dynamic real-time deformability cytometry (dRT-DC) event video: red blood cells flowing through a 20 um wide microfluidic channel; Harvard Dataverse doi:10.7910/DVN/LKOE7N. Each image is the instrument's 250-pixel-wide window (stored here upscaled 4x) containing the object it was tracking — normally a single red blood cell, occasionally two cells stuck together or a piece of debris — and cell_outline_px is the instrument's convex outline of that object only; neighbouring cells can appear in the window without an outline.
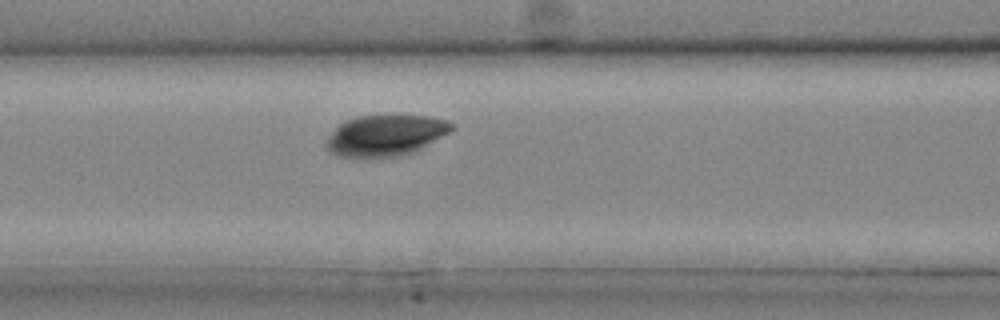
{"species": "common noctule bat (a hibernating species)", "species_latin": "Nyctalus noctula", "temperature_condition": "cold", "stored_images_in_passage": 13, "camera_frame_rate_fps": 3000, "um_per_image_px": 0.085, "animal": {"sex": "male", "body_mass_g": 20.4}, "frame": {"image": 1, "passage_image": 8, "time_ms": 2.333, "image_size_px": [1000, 320], "cell_outline_px": [[456, 128], [424, 148], [416, 152], [400, 156], [376, 160], [356, 160], [336, 156], [328, 152], [328, 136], [340, 124], [356, 116], [428, 116], [444, 120], [452, 124]], "centroid_in_image_um": [32.76, 11.59], "position_along_channel_um": 133.8, "area_um2": 30.81}}
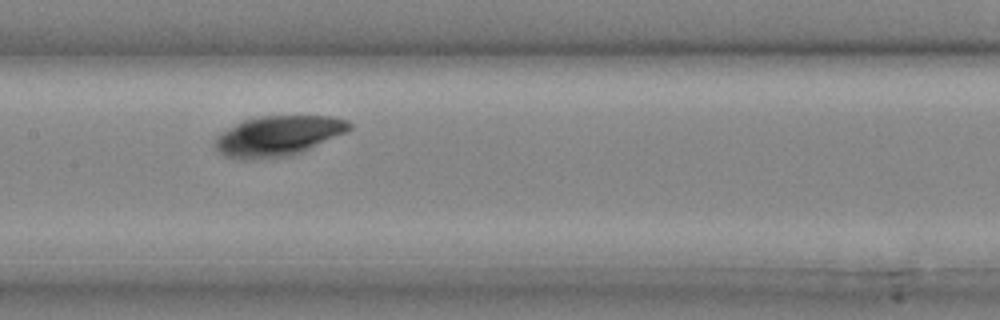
{"frame": {"image": 2, "passage_image": 10, "time_ms": 3.0, "image_size_px": [1000, 320], "cell_outline_px": [[352, 128], [348, 132], [292, 156], [248, 160], [244, 160], [224, 156], [216, 152], [212, 144], [212, 140], [220, 132], [244, 120], [256, 116], [332, 116], [348, 120], [352, 124]], "centroid_in_image_um": [23.6, 11.56], "position_along_channel_um": 183.8, "area_um2": 32.08}}
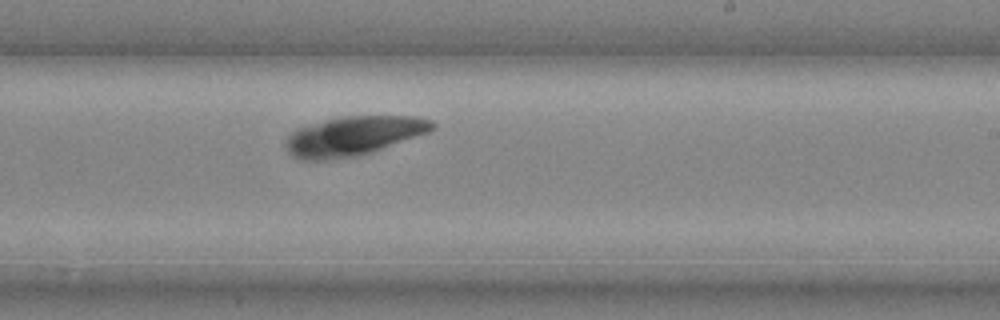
{"frame": {"image": 3, "passage_image": 13, "time_ms": 4.0, "image_size_px": [1000, 320], "cell_outline_px": [[436, 128], [428, 132], [372, 152], [356, 156], [332, 160], [300, 160], [292, 156], [288, 152], [284, 144], [288, 136], [296, 128], [324, 120], [344, 116], [412, 116], [432, 120], [436, 124]], "centroid_in_image_um": [30.01, 11.56], "position_along_channel_um": 259.0, "area_um2": 33.64}}